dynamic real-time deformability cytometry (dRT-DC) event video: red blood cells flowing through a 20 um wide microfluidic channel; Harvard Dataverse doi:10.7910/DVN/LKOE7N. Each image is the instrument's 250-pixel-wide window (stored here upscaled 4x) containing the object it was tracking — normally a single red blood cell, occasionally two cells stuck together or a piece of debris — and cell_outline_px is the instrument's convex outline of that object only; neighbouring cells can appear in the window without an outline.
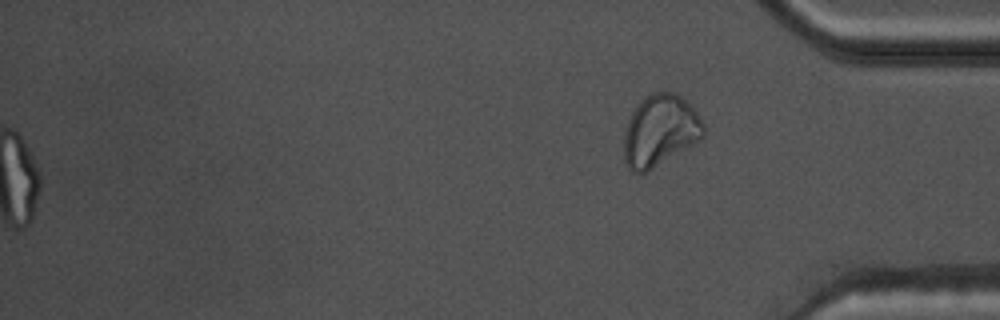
{"species": "common noctule bat (a hibernating species)", "species_latin": "Nyctalus noctula", "temperature_condition": "warm", "stored_images_in_passage": 45, "segment_of_instrument_passage": [2, 2], "camera_frame_rate_fps": 3000, "um_per_image_px": 0.085, "animal": {"sex": "male", "body_mass_g": 17.5, "forearm_length_mm": 52.3}, "frame": {"image": 1, "passage_image": 45, "time_ms": 14.667, "image_size_px": [1000, 320], "cell_outline_px": [[704, 136], [700, 140], [652, 168], [644, 172], [632, 172], [624, 164], [624, 132], [628, 120], [632, 112], [640, 100], [644, 96], [652, 92], [676, 92], [696, 112], [704, 124]], "centroid_in_image_um": [56.07, 11.09], "position_along_channel_um": 379.1, "area_um2": 32.95}}